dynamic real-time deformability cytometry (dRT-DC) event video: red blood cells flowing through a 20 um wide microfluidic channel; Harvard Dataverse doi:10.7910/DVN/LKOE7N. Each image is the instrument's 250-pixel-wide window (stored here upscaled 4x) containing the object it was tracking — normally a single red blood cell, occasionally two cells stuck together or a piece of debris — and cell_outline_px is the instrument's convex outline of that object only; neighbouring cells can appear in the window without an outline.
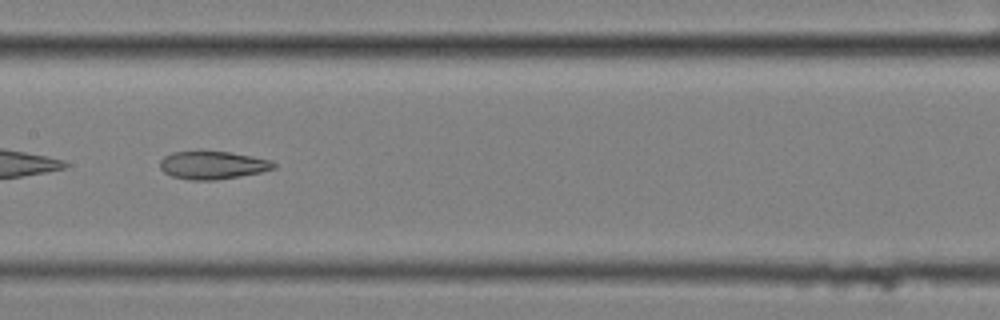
{"species": "common noctule bat (a hibernating species)", "species_latin": "Nyctalus noctula", "temperature_condition": "cold", "stored_images_in_passage": 11, "camera_frame_rate_fps": 3000, "um_per_image_px": 0.085, "animal": {"sex": "female", "body_mass_g": 25.1}, "frame": {"image": 1, "passage_image": 8, "time_ms": 2.333, "image_size_px": [1000, 320], "cell_outline_px": [[276, 168], [260, 172], [240, 176], [216, 180], [192, 180], [172, 176], [164, 172], [160, 168], [160, 160], [164, 156], [172, 152], [200, 148], [228, 152], [252, 156], [268, 160], [276, 164]], "centroid_in_image_um": [18.01, 13.99], "position_along_channel_um": 189.4, "area_um2": 19.07}}
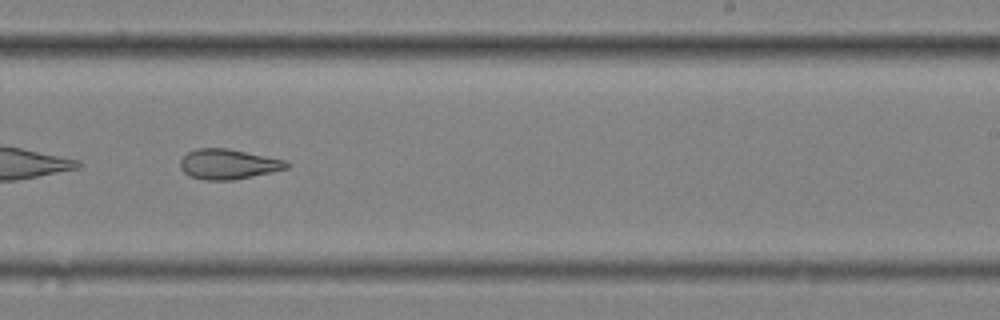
{"frame": {"image": 2, "passage_image": 10, "time_ms": 3.0, "image_size_px": [1000, 320], "cell_outline_px": [[292, 164], [288, 168], [272, 172], [232, 180], [204, 180], [192, 176], [184, 172], [180, 168], [180, 160], [188, 152], [196, 148], [228, 148], [284, 160]], "centroid_in_image_um": [19.4, 13.95], "position_along_channel_um": 269.6, "area_um2": 18.55}}